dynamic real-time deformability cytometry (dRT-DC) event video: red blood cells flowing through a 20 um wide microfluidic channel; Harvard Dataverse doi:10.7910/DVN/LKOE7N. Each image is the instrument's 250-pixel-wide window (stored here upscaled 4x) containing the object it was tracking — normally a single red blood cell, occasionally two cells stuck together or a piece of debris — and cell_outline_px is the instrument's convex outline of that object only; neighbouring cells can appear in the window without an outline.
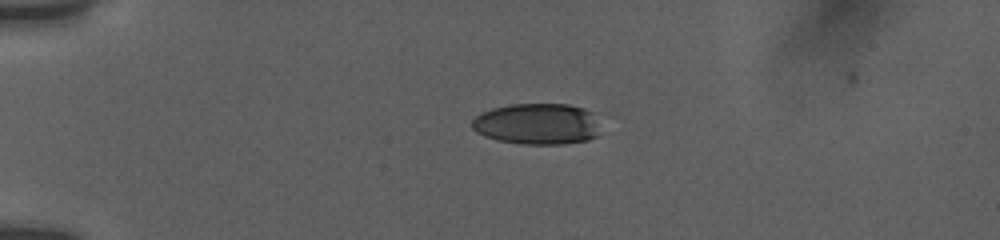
{"species": "human", "species_latin": "Homo sapiens", "temperature_condition": "room temperature", "stored_images_in_passage": 4, "camera_frame_rate_fps": 3000, "um_per_image_px": 0.085, "donor": {"sex": "female"}, "frame": {"image": 1, "passage_image": 1, "time_ms": 0.0, "image_size_px": [1000, 240], "cell_outline_px": [[596, 136], [588, 140], [560, 144], [524, 144], [500, 140], [484, 136], [476, 132], [472, 128], [472, 120], [480, 112], [492, 108], [508, 104], [568, 104], [584, 108], [592, 112]], "centroid_in_image_um": [45.58, 10.52], "position_along_channel_um": 39.4, "area_um2": 30.46}}
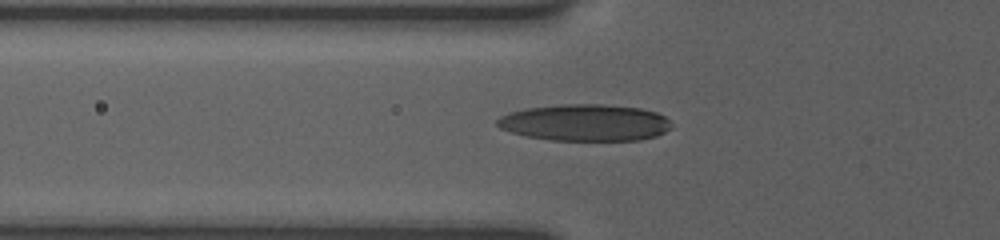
{"frame": {"image": 2, "passage_image": 4, "time_ms": 2.333, "image_size_px": [1000, 240], "cell_outline_px": [[672, 128], [656, 136], [640, 140], [548, 140], [528, 136], [512, 132], [500, 128], [496, 124], [496, 120], [500, 116], [508, 112], [528, 108], [560, 104], [600, 104], [640, 108], [656, 112], [664, 116], [668, 120]], "centroid_in_image_um": [49.72, 10.42], "position_along_channel_um": 76.1, "area_um2": 37.22}}